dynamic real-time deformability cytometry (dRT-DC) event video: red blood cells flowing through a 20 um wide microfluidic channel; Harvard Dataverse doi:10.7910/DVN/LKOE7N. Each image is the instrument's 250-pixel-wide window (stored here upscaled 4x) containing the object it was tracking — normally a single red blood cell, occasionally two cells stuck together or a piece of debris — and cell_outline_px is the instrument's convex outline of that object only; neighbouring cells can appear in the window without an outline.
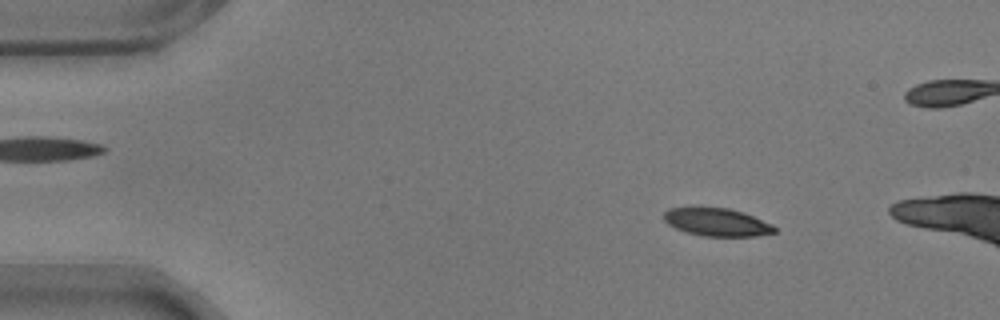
{"species": "common noctule bat (a hibernating species)", "species_latin": "Nyctalus noctula", "temperature_condition": "warm", "stored_images_in_passage": 14, "camera_frame_rate_fps": 3000, "um_per_image_px": 0.085, "animal": {"sex": "male", "body_mass_g": 17.9}, "frame": {"image": 1, "passage_image": 8, "time_ms": 2.333, "image_size_px": [1000, 320], "cell_outline_px": [[776, 232], [756, 236], [704, 236], [688, 232], [676, 228], [668, 224], [664, 220], [664, 212], [668, 208], [696, 204], [728, 208], [744, 212], [772, 224], [776, 228]], "centroid_in_image_um": [60.88, 18.82], "position_along_channel_um": 24.1, "area_um2": 18.67}}